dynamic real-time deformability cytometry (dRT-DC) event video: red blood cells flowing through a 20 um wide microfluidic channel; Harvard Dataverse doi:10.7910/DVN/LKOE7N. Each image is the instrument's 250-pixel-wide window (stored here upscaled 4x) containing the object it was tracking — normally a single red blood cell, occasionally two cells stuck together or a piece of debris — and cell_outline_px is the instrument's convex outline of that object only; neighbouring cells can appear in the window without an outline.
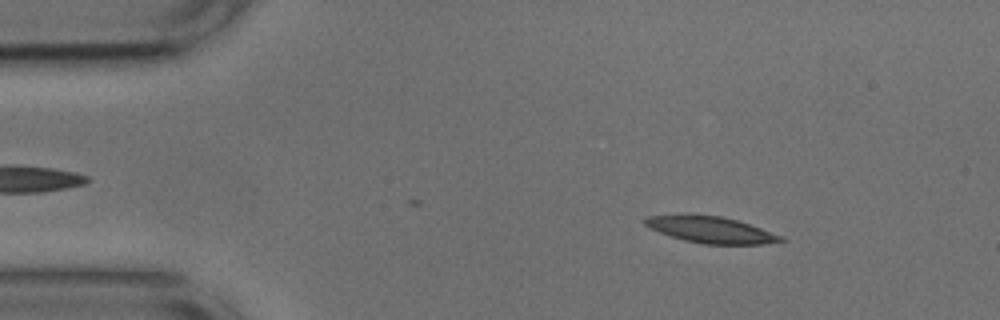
{"species": "common noctule bat (a hibernating species)", "species_latin": "Nyctalus noctula", "temperature_condition": "cold", "stored_images_in_passage": 46, "camera_frame_rate_fps": 3000, "um_per_image_px": 0.085, "animal": {"sex": "male", "body_mass_g": 17.9, "forearm_length_mm": 54.2}, "frame": {"image": 1, "passage_image": 6, "time_ms": 1.667, "image_size_px": [1000, 320], "cell_outline_px": [[788, 240], [764, 244], [704, 244], [684, 240], [660, 232], [644, 224], [644, 220], [648, 216], [720, 216], [736, 220], [784, 236]], "centroid_in_image_um": [60.52, 19.56], "position_along_channel_um": 24.5, "area_um2": 20.17}}
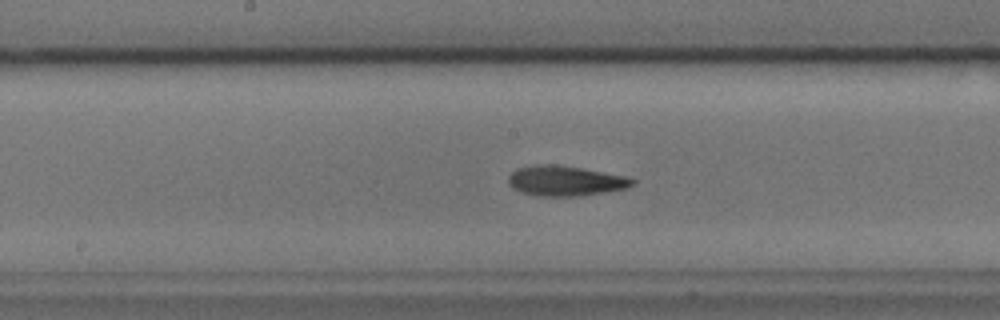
{"frame": {"image": 2, "passage_image": 25, "time_ms": 8.0, "image_size_px": [1000, 320], "cell_outline_px": [[636, 184], [624, 188], [604, 192], [580, 196], [536, 196], [520, 192], [512, 188], [508, 184], [508, 176], [516, 168], [532, 164], [556, 164], [584, 168], [624, 176], [636, 180]], "centroid_in_image_um": [48.0, 15.36], "position_along_channel_um": 200.2, "area_um2": 22.02}}
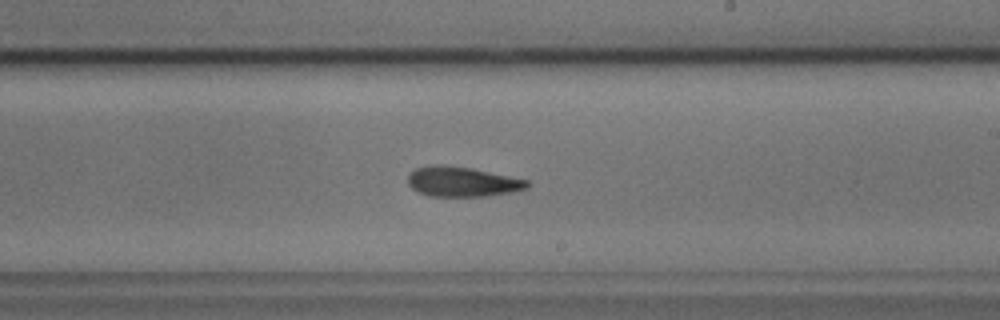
{"frame": {"image": 3, "passage_image": 29, "time_ms": 9.333, "image_size_px": [1000, 320], "cell_outline_px": [[532, 184], [528, 188], [512, 192], [488, 196], [428, 196], [412, 188], [408, 184], [408, 176], [416, 168], [436, 164], [440, 164], [472, 168], [528, 180]], "centroid_in_image_um": [39.32, 15.45], "position_along_channel_um": 249.7, "area_um2": 20.81}, "authors_computed_cell_mechanics": {"area_um2": 20.7791, "velocity_mm_per_s": 3.7364, "shape_relaxation_time_tau1_ms": 3.1762, "shape_relaxation_time_tau2_ms": 3.6323, "deformation_change_tau1": 0.1348, "deformation_change_tau2": 0.1256}}